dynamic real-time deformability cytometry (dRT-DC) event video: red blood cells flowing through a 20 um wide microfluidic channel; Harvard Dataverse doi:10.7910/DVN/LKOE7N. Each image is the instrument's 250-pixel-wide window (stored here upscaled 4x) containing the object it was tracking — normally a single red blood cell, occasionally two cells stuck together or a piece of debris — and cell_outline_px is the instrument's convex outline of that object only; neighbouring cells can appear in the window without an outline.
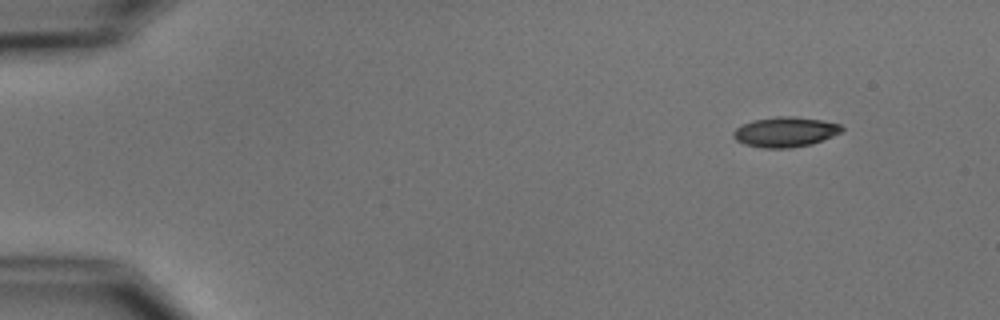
{"species": "common noctule bat (a hibernating species)", "species_latin": "Nyctalus noctula", "temperature_condition": "cold", "stored_images_in_passage": 4, "camera_frame_rate_fps": 3000, "um_per_image_px": 0.085, "animal": {"sex": "male", "body_mass_g": 15.6}, "frame": {"image": 1, "passage_image": 1, "time_ms": 0.0, "image_size_px": [1000, 320], "cell_outline_px": [[844, 128], [840, 132], [832, 136], [812, 144], [788, 148], [764, 148], [744, 144], [736, 140], [732, 136], [732, 132], [736, 128], [752, 120], [776, 116], [796, 116], [820, 120], [840, 124]], "centroid_in_image_um": [66.72, 11.21], "position_along_channel_um": 18.3, "area_um2": 18.96}}
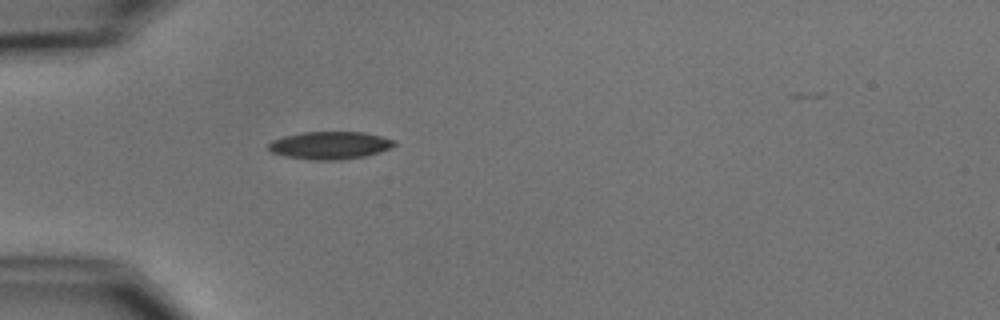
{"frame": {"image": 2, "passage_image": 4, "time_ms": 3.667, "image_size_px": [1000, 320], "cell_outline_px": [[396, 144], [380, 152], [364, 156], [340, 160], [312, 160], [284, 156], [272, 152], [268, 148], [268, 144], [272, 140], [284, 136], [304, 132], [364, 132], [396, 140]], "centroid_in_image_um": [28.03, 12.35], "position_along_channel_um": 57.0, "area_um2": 20.23}}